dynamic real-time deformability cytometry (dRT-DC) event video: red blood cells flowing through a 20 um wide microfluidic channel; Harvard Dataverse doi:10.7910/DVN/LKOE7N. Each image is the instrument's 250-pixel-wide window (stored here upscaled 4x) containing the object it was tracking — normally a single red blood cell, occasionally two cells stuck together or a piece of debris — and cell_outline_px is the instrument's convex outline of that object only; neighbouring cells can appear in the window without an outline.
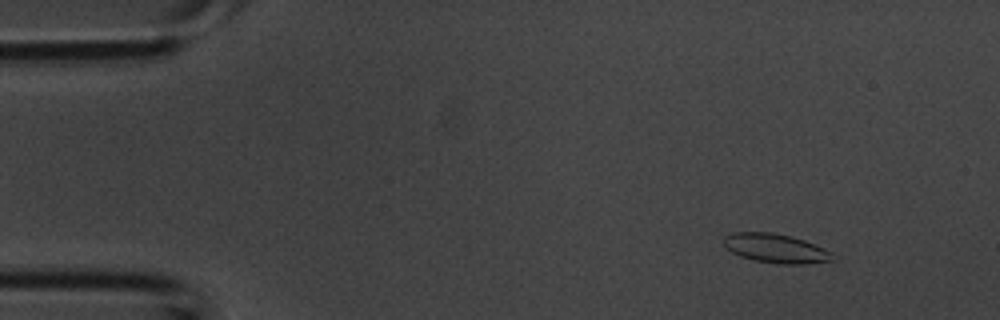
{"species": "common noctule bat (a hibernating species)", "species_latin": "Nyctalus noctula", "temperature_condition": "room temperature", "stored_images_in_passage": 41, "camera_frame_rate_fps": 3000, "um_per_image_px": 0.085, "animal": {"sex": "male", "body_mass_g": 20.1, "forearm_length_mm": 53.5}, "frame": {"image": 1, "passage_image": 4, "time_ms": 1.0, "image_size_px": [1000, 320], "cell_outline_px": [[832, 260], [804, 264], [780, 264], [752, 260], [740, 256], [732, 252], [724, 244], [724, 236], [732, 232], [772, 232], [792, 236], [804, 240], [828, 252]], "centroid_in_image_um": [65.83, 21.1], "position_along_channel_um": 19.2, "area_um2": 18.09}}
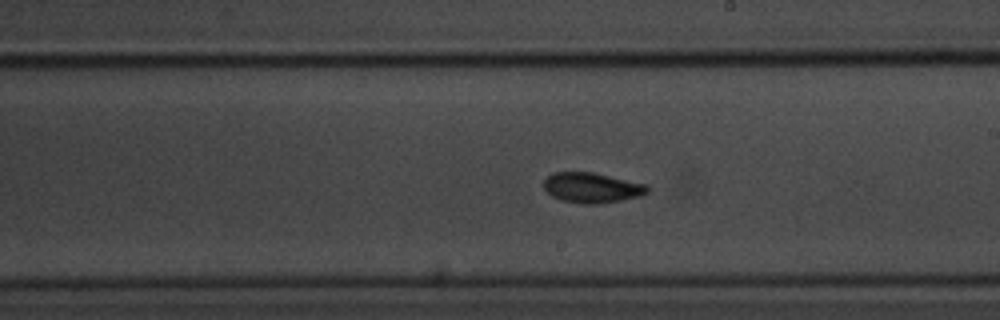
{"frame": {"image": 2, "passage_image": 23, "time_ms": 7.333, "image_size_px": [1000, 320], "cell_outline_px": [[648, 192], [640, 196], [600, 204], [580, 204], [560, 200], [552, 196], [544, 188], [544, 180], [552, 172], [592, 172], [648, 184]], "centroid_in_image_um": [50.3, 15.96], "position_along_channel_um": 238.7, "area_um2": 18.32}}
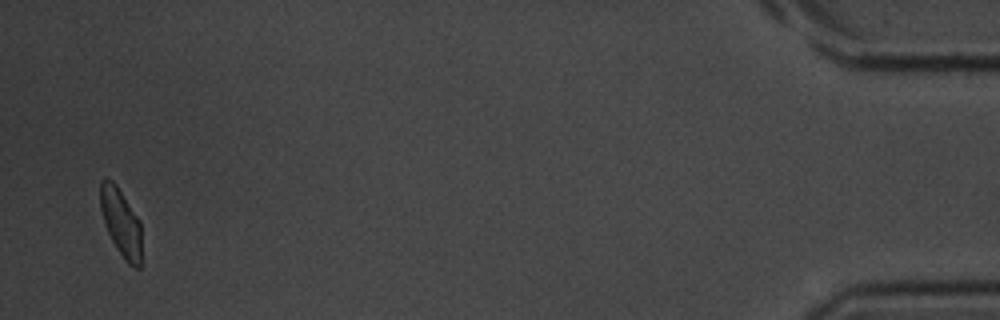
{"frame": {"image": 3, "passage_image": 40, "time_ms": 13.0, "image_size_px": [1000, 320], "cell_outline_px": [[140, 268], [132, 268], [124, 260], [116, 248], [104, 224], [100, 208], [100, 184], [104, 176], [108, 176], [116, 184], [140, 220]], "centroid_in_image_um": [10.26, 18.88], "position_along_channel_um": 424.9, "area_um2": 16.42}}